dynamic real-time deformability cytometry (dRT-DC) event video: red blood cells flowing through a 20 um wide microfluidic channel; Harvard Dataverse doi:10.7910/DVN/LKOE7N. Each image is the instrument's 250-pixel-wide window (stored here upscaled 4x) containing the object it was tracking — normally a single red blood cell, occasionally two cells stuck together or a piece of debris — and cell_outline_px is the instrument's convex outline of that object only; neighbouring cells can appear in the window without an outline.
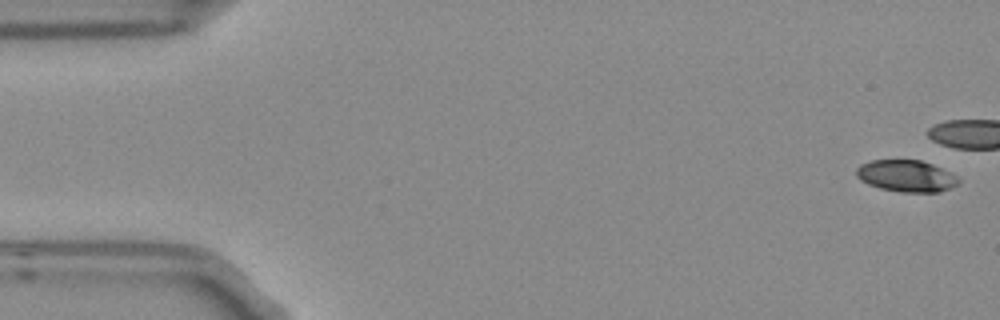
{"species": "Egyptian fruit bat (a non-hibernating species)", "species_latin": "Rousettus aegyptiacus", "temperature_condition": "room temperature", "stored_images_in_passage": 8, "camera_frame_rate_fps": 3000, "um_per_image_px": 0.085, "frame": {"image": 1, "passage_image": 1, "time_ms": 0.0, "image_size_px": [1000, 320], "cell_outline_px": [[960, 184], [952, 188], [940, 192], [900, 192], [880, 188], [868, 184], [860, 180], [856, 176], [856, 168], [860, 164], [872, 160], [920, 160], [932, 164], [956, 176], [960, 180]], "centroid_in_image_um": [77.03, 14.96], "position_along_channel_um": 8.0, "area_um2": 18.96}}